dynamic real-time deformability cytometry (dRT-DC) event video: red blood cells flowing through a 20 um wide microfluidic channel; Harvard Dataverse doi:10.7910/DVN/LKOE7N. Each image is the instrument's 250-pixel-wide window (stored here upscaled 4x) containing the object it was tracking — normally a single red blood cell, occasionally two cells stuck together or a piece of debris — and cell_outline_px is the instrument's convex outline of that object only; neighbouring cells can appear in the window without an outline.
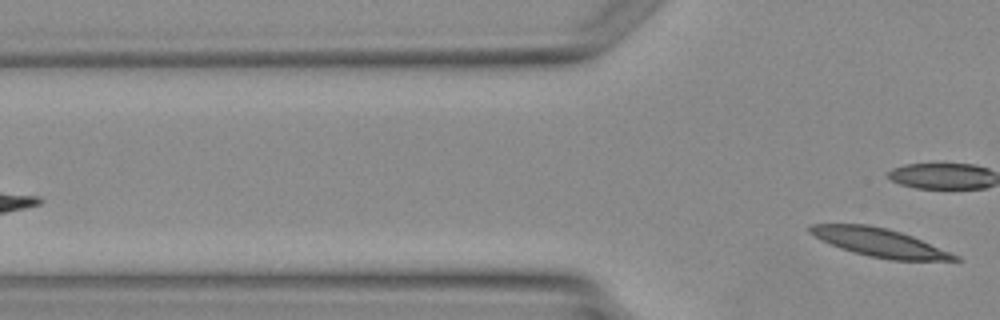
{"species": "Egyptian fruit bat (a non-hibernating species)", "species_latin": "Rousettus aegyptiacus", "temperature_condition": "warm", "stored_images_in_passage": 3, "camera_frame_rate_fps": 3000, "um_per_image_px": 0.085, "animal": {"sex": "female"}, "frame": {"image": 1, "passage_image": 3, "time_ms": 2.333, "image_size_px": [1000, 320], "cell_outline_px": [[960, 260], [892, 260], [868, 256], [852, 252], [840, 248], [808, 232], [808, 228], [812, 224], [868, 224], [888, 228], [912, 236], [960, 256]], "centroid_in_image_um": [74.77, 20.61], "position_along_channel_um": 51.0, "area_um2": 23.64}}